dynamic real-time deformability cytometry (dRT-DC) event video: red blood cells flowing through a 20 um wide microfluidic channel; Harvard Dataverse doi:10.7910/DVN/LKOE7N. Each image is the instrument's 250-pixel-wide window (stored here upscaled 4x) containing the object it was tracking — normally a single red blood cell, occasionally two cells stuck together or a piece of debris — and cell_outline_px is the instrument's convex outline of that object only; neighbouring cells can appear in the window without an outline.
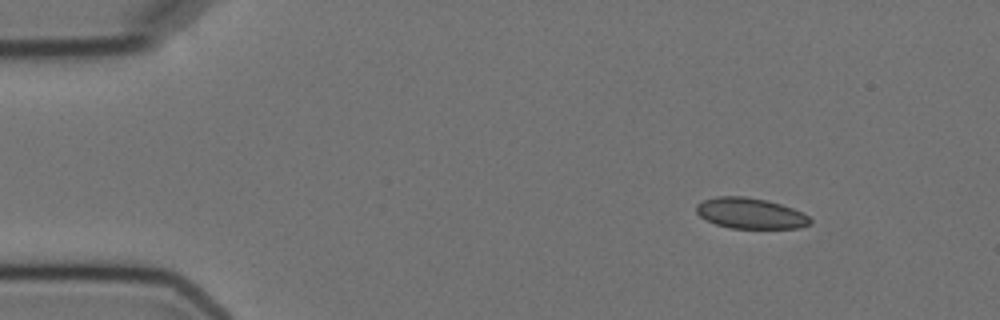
{"species": "Egyptian fruit bat (a non-hibernating species)", "species_latin": "Rousettus aegyptiacus", "temperature_condition": "cold", "stored_images_in_passage": 4, "camera_frame_rate_fps": 3000, "um_per_image_px": 0.085, "animal": {"sex": "female"}, "frame": {"image": 1, "passage_image": 1, "time_ms": 0.0, "image_size_px": [1000, 320], "cell_outline_px": [[812, 224], [800, 228], [728, 228], [716, 224], [700, 216], [696, 212], [696, 204], [704, 200], [716, 196], [744, 196], [768, 200], [804, 212], [812, 220]], "centroid_in_image_um": [63.81, 18.13], "position_along_channel_um": 21.2, "area_um2": 20.52}}
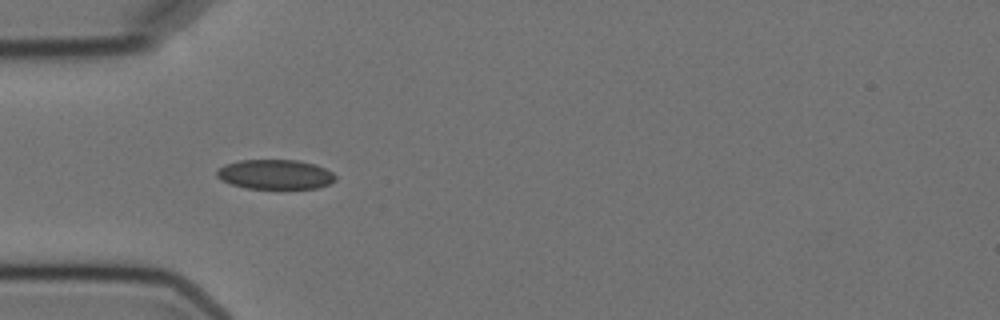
{"frame": {"image": 2, "passage_image": 3, "time_ms": 3.333, "image_size_px": [1000, 320], "cell_outline_px": [[336, 180], [320, 188], [248, 188], [232, 184], [220, 180], [216, 176], [216, 168], [224, 164], [240, 160], [296, 160], [312, 164], [324, 168], [332, 172], [336, 176]], "centroid_in_image_um": [23.35, 14.82], "position_along_channel_um": 61.6, "area_um2": 20.46}}
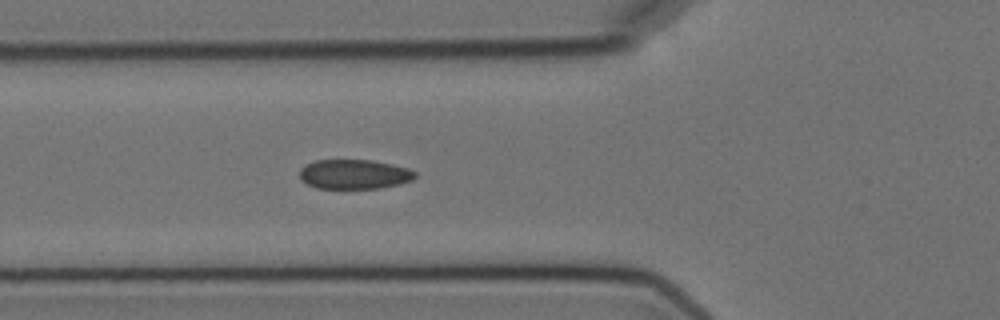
{"frame": {"image": 3, "passage_image": 4, "time_ms": 4.333, "image_size_px": [1000, 320], "cell_outline_px": [[416, 176], [412, 180], [400, 184], [380, 188], [316, 188], [300, 180], [300, 168], [304, 164], [312, 160], [372, 160], [392, 164], [408, 168], [416, 172]], "centroid_in_image_um": [30.09, 14.8], "position_along_channel_um": 95.7, "area_um2": 20.06}}